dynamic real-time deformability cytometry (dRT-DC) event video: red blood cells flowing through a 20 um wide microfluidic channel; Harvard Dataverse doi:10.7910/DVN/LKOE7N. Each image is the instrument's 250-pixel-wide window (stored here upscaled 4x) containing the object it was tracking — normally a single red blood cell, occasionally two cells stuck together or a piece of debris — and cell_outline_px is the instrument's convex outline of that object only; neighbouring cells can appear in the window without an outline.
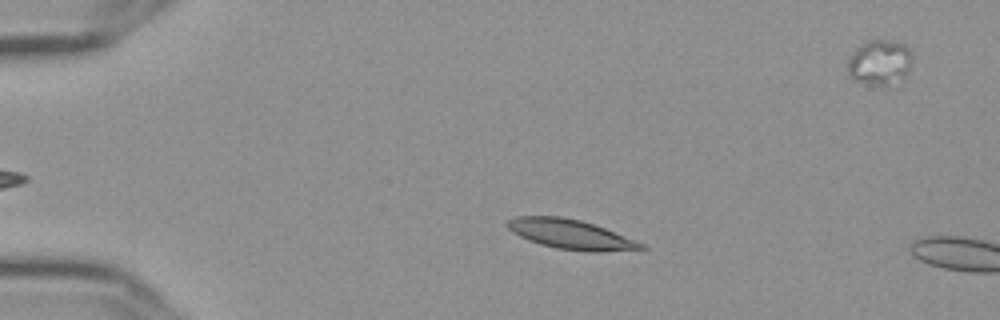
{"species": "Egyptian fruit bat (a non-hibernating species)", "species_latin": "Rousettus aegyptiacus", "temperature_condition": "cold", "stored_images_in_passage": 52, "camera_frame_rate_fps": 3000, "um_per_image_px": 0.085, "frame": {"image": 1, "passage_image": 7, "time_ms": 2.0, "image_size_px": [1000, 320], "cell_outline_px": [[648, 248], [600, 252], [588, 252], [556, 248], [540, 244], [528, 240], [512, 232], [508, 228], [508, 220], [516, 216], [560, 216], [580, 220], [604, 228], [644, 244]], "centroid_in_image_um": [48.48, 19.92], "position_along_channel_um": 36.5, "area_um2": 22.77}}
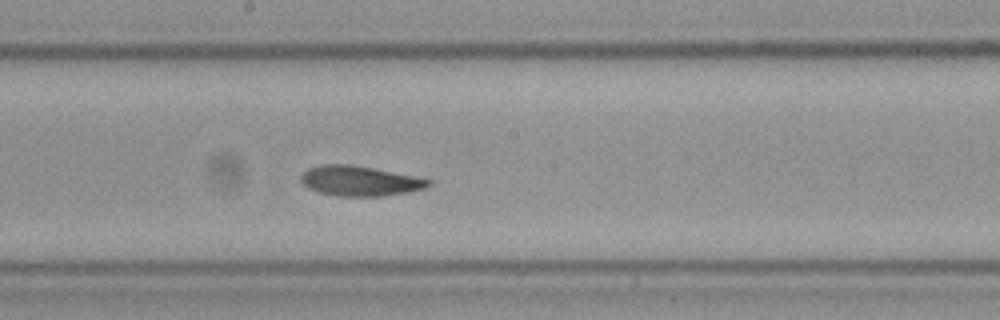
{"frame": {"image": 2, "passage_image": 26, "time_ms": 8.333, "image_size_px": [1000, 320], "cell_outline_px": [[432, 184], [424, 188], [408, 192], [384, 196], [336, 196], [320, 192], [308, 188], [300, 180], [300, 176], [308, 168], [320, 164], [352, 164], [432, 180]], "centroid_in_image_um": [30.55, 15.38], "position_along_channel_um": 217.7, "area_um2": 22.2}}
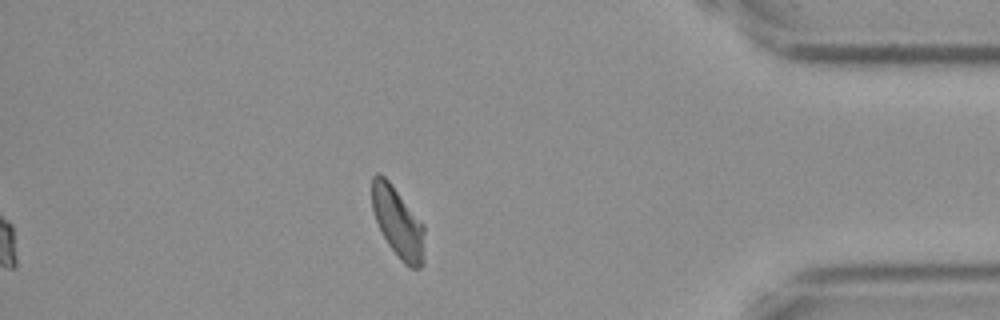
{"frame": {"image": 3, "passage_image": 44, "time_ms": 14.333, "image_size_px": [1000, 320], "cell_outline_px": [[424, 264], [420, 268], [412, 268], [404, 264], [400, 260], [388, 244], [376, 220], [372, 208], [372, 176], [376, 172], [380, 172], [388, 180], [424, 224]], "centroid_in_image_um": [33.83, 18.92], "position_along_channel_um": 401.4, "area_um2": 21.56}, "authors_computed_cell_mechanics": {"area_um2": 22.3108, "velocity_mm_per_s": 3.6121, "shape_relaxation_time_tau1_ms": 6.9734, "shape_relaxation_time_tau2_ms": 3.1962, "deformation_change_tau1": 0.1668, "deformation_change_tau2": 0.0829}}